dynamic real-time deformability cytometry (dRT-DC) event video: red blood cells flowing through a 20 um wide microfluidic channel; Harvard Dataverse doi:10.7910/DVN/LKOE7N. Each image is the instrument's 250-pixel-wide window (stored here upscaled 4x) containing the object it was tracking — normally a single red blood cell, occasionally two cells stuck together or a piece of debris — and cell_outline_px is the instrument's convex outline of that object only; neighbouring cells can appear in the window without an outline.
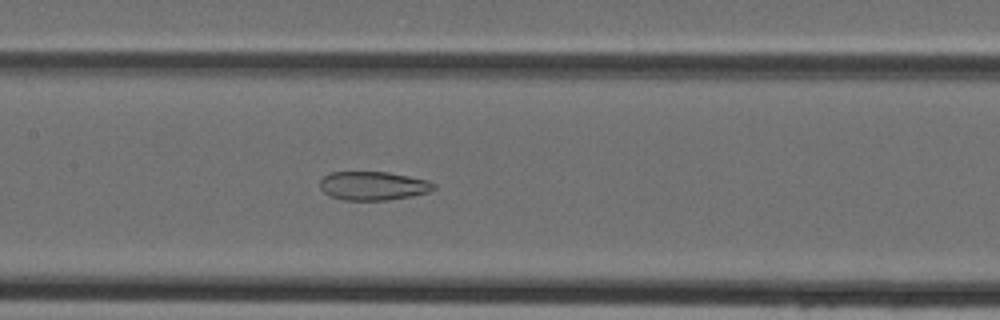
{"species": "Egyptian fruit bat (a non-hibernating species)", "species_latin": "Rousettus aegyptiacus", "temperature_condition": "cold", "stored_images_in_passage": 43, "camera_frame_rate_fps": 3000, "um_per_image_px": 0.085, "animal": {"sex": "female"}, "frame": {"image": 1, "passage_image": 20, "time_ms": 6.333, "image_size_px": [1000, 320], "cell_outline_px": [[436, 188], [428, 192], [412, 196], [388, 200], [344, 200], [332, 196], [324, 192], [320, 188], [320, 180], [324, 176], [332, 172], [388, 172], [428, 180], [436, 184]], "centroid_in_image_um": [31.74, 15.79], "position_along_channel_um": 175.7, "area_um2": 19.02}}
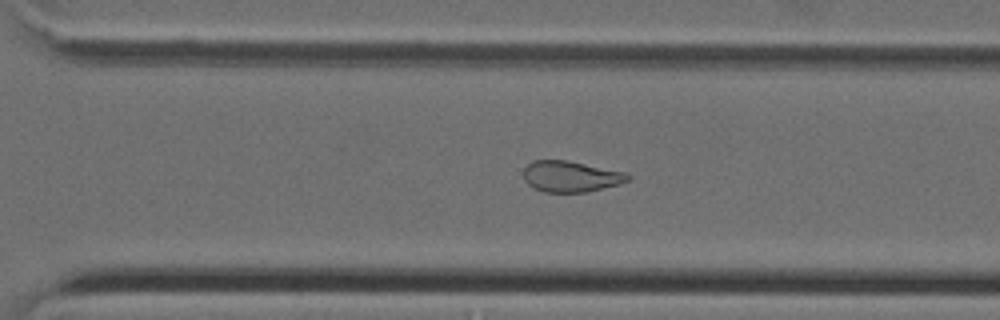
{"frame": {"image": 2, "passage_image": 30, "time_ms": 9.667, "image_size_px": [1000, 320], "cell_outline_px": [[632, 176], [628, 180], [620, 184], [588, 192], [544, 192], [528, 184], [524, 180], [524, 168], [532, 160], [568, 160], [628, 172]], "centroid_in_image_um": [48.56, 14.99], "position_along_channel_um": 322.0, "area_um2": 19.07}}
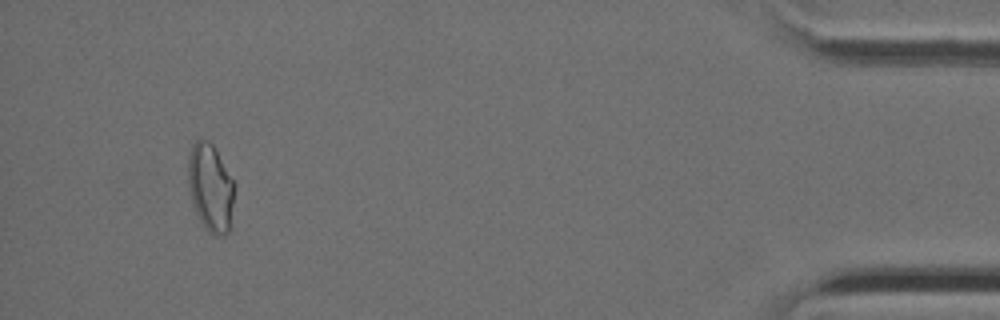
{"frame": {"image": 3, "passage_image": 41, "time_ms": 13.333, "image_size_px": [1000, 320], "cell_outline_px": [[236, 188], [228, 232], [224, 236], [216, 236], [208, 232], [200, 220], [196, 212], [188, 188], [188, 156], [192, 144], [200, 136], [208, 140], [212, 144], [236, 184]], "centroid_in_image_um": [17.9, 15.92], "position_along_channel_um": 417.3, "area_um2": 23.99}}